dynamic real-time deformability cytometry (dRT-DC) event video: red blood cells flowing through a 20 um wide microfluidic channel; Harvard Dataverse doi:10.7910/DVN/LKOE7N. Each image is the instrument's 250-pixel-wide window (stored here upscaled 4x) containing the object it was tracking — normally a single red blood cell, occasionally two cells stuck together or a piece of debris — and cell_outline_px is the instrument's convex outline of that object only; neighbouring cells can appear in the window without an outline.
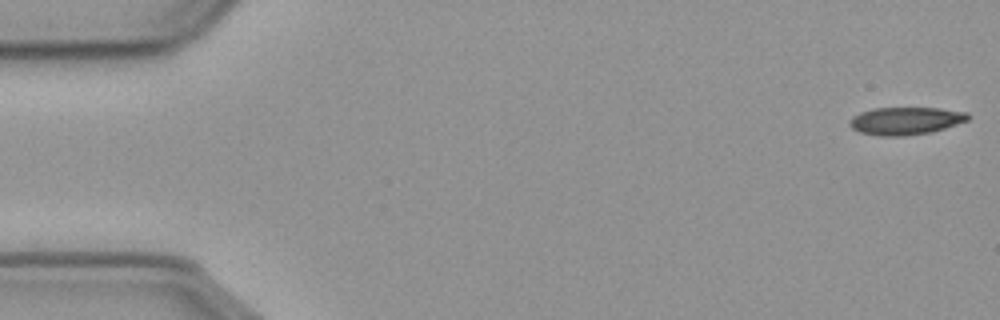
{"species": "common noctule bat (a hibernating species)", "species_latin": "Nyctalus noctula", "temperature_condition": "cold", "stored_images_in_passage": 56, "camera_frame_rate_fps": 3000, "um_per_image_px": 0.085, "animal": {"sex": "male", "body_mass_g": 23.1, "forearm_length_mm": 52.7}, "frame": {"image": 1, "passage_image": 1, "time_ms": 0.0, "image_size_px": [1000, 320], "cell_outline_px": [[972, 116], [968, 120], [932, 132], [904, 136], [880, 136], [860, 132], [852, 128], [848, 124], [848, 120], [852, 116], [860, 112], [872, 108], [940, 108], [968, 112]], "centroid_in_image_um": [76.97, 10.26], "position_along_channel_um": 8.0, "area_um2": 19.25}}
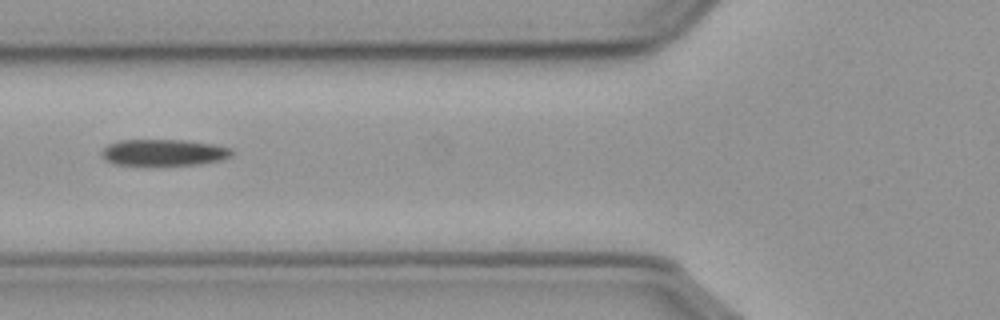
{"frame": {"image": 2, "passage_image": 21, "time_ms": 6.667, "image_size_px": [1000, 320], "cell_outline_px": [[232, 156], [220, 160], [200, 164], [116, 164], [108, 160], [104, 156], [104, 148], [108, 144], [120, 140], [184, 140], [212, 144], [232, 148]], "centroid_in_image_um": [13.99, 12.94], "position_along_channel_um": 111.8, "area_um2": 19.48}}
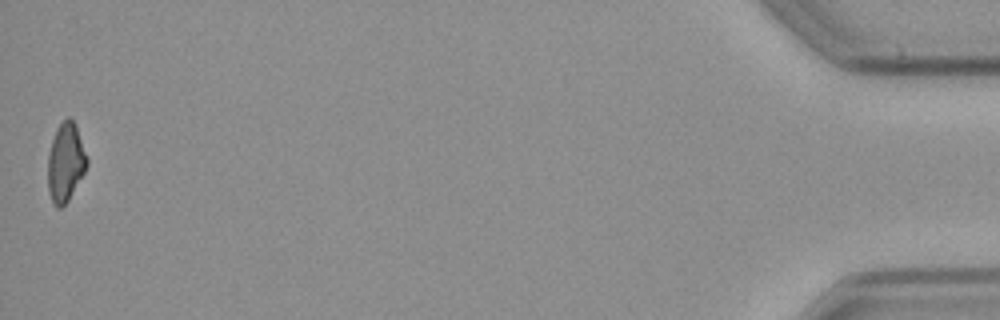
{"frame": {"image": 3, "passage_image": 56, "time_ms": 18.333, "image_size_px": [1000, 320], "cell_outline_px": [[88, 164], [84, 172], [68, 200], [60, 208], [56, 208], [52, 204], [48, 192], [48, 156], [52, 140], [56, 128], [68, 116], [76, 124], [88, 160]], "centroid_in_image_um": [5.56, 13.81], "position_along_channel_um": 429.6, "area_um2": 17.86}}